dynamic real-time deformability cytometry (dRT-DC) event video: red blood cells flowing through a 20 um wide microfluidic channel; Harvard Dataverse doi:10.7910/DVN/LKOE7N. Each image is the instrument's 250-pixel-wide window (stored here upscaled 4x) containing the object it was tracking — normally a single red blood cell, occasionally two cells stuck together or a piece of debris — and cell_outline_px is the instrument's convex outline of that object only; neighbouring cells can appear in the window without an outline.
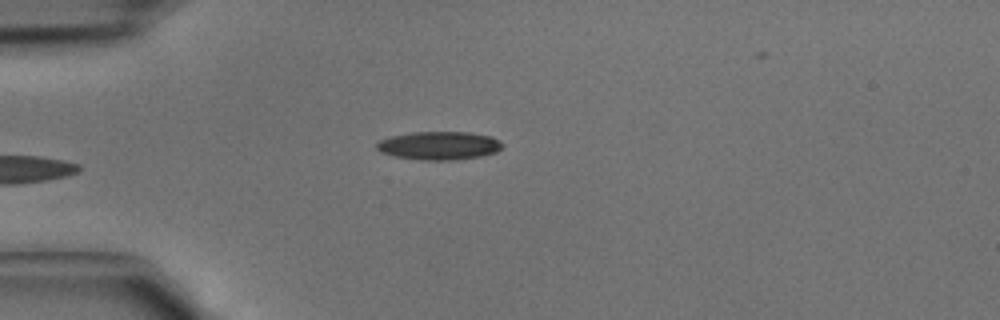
{"species": "common noctule bat (a hibernating species)", "species_latin": "Nyctalus noctula", "temperature_condition": "cold", "stored_images_in_passage": 5, "camera_frame_rate_fps": 3000, "um_per_image_px": 0.085, "animal": {"sex": "male", "body_mass_g": 15.6}, "frame": {"image": 1, "passage_image": 5, "time_ms": 1.333, "image_size_px": [1000, 320], "cell_outline_px": [[504, 144], [496, 152], [480, 156], [456, 160], [420, 160], [396, 156], [380, 152], [376, 148], [376, 144], [380, 140], [388, 136], [412, 132], [468, 132], [492, 136], [500, 140]], "centroid_in_image_um": [37.32, 12.37], "position_along_channel_um": 47.7, "area_um2": 20.87}}